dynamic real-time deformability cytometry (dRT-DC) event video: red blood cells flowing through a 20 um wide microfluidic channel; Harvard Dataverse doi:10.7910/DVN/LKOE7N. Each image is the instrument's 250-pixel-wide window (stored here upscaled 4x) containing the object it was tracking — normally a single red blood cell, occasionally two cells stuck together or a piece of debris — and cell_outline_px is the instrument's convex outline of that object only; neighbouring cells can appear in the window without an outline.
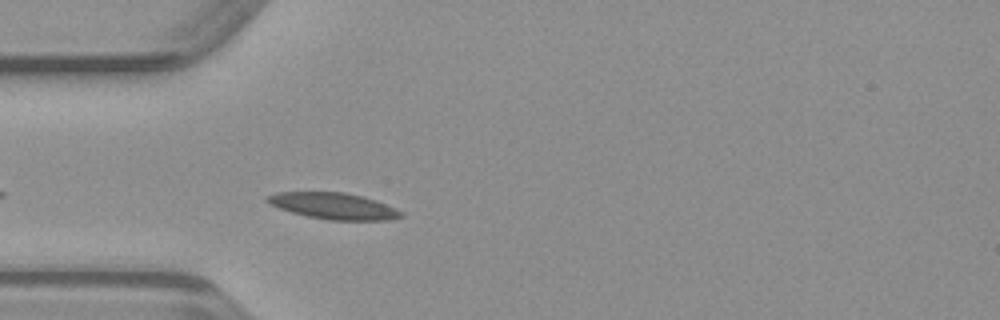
{"species": "common noctule bat (a hibernating species)", "species_latin": "Nyctalus noctula", "temperature_condition": "warm", "stored_images_in_passage": 36, "camera_frame_rate_fps": 3000, "um_per_image_px": 0.085, "animal": {"sex": "male", "body_mass_g": 23.1, "forearm_length_mm": 52.7}, "frame": {"image": 1, "passage_image": 3, "time_ms": 0.667, "image_size_px": [1000, 320], "cell_outline_px": [[404, 216], [388, 220], [328, 220], [308, 216], [292, 212], [280, 208], [264, 200], [268, 196], [276, 192], [344, 192], [364, 196], [376, 200], [396, 208], [404, 212]], "centroid_in_image_um": [28.41, 17.5], "position_along_channel_um": 56.6, "area_um2": 20.52}}
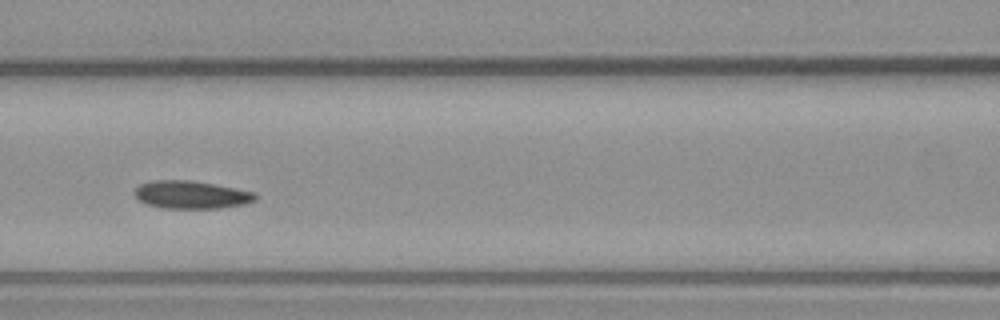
{"frame": {"image": 2, "passage_image": 10, "time_ms": 3.0, "image_size_px": [1000, 320], "cell_outline_px": [[256, 200], [244, 204], [220, 208], [160, 208], [144, 204], [132, 192], [140, 184], [152, 180], [192, 180], [256, 192]], "centroid_in_image_um": [16.23, 16.55], "position_along_channel_um": 150.4, "area_um2": 19.71}}
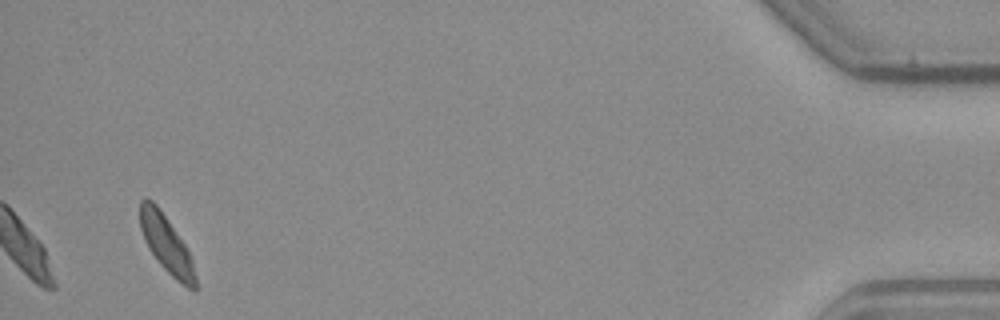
{"frame": {"image": 3, "passage_image": 36, "time_ms": 11.667, "image_size_px": [1000, 320], "cell_outline_px": [[196, 292], [188, 288], [176, 280], [160, 264], [148, 248], [140, 228], [140, 200], [144, 196], [152, 200], [156, 204], [184, 244], [192, 260], [196, 276]], "centroid_in_image_um": [14.13, 20.76], "position_along_channel_um": 421.1, "area_um2": 18.15}}